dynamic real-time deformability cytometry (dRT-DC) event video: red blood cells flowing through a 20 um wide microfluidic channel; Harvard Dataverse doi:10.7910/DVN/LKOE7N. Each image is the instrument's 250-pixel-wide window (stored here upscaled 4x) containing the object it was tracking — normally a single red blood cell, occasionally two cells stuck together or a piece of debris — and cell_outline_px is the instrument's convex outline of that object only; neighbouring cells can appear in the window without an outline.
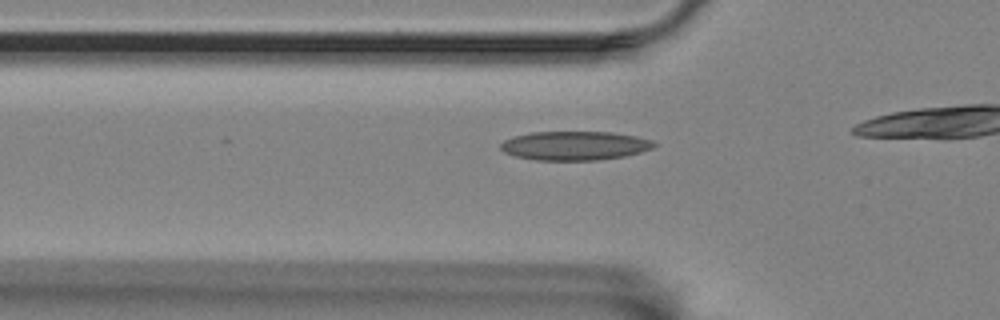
{"species": "Egyptian fruit bat (a non-hibernating species)", "species_latin": "Rousettus aegyptiacus", "temperature_condition": "room temperature", "stored_images_in_passage": 17, "camera_frame_rate_fps": 3000, "um_per_image_px": 0.085, "animal": {"sex": "female"}, "frame": {"image": 1, "passage_image": 11, "time_ms": 3.333, "image_size_px": [1000, 320], "cell_outline_px": [[656, 144], [652, 148], [640, 152], [624, 156], [600, 160], [536, 160], [516, 156], [504, 152], [500, 148], [500, 144], [504, 140], [512, 136], [532, 132], [612, 132], [636, 136], [652, 140]], "centroid_in_image_um": [48.84, 12.38], "position_along_channel_um": 77.0, "area_um2": 25.89}}
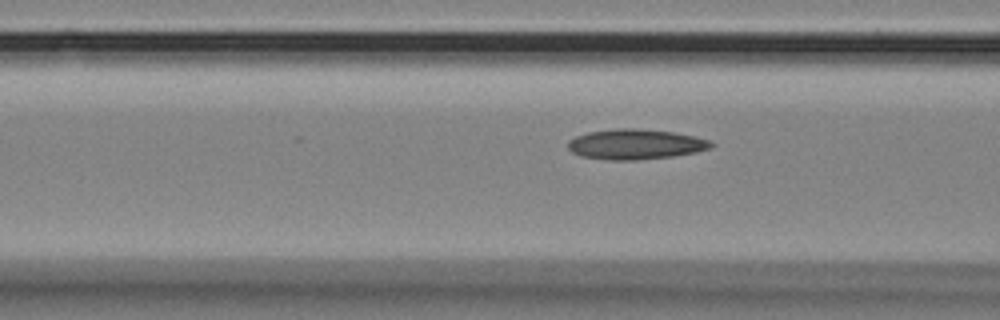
{"frame": {"image": 2, "passage_image": 14, "time_ms": 4.333, "image_size_px": [1000, 320], "cell_outline_px": [[716, 144], [712, 148], [696, 152], [672, 156], [636, 160], [608, 160], [584, 156], [572, 152], [568, 148], [568, 140], [576, 136], [588, 132], [616, 128], [636, 128], [676, 132], [712, 140]], "centroid_in_image_um": [54.07, 12.25], "position_along_channel_um": 112.5, "area_um2": 25.37}}